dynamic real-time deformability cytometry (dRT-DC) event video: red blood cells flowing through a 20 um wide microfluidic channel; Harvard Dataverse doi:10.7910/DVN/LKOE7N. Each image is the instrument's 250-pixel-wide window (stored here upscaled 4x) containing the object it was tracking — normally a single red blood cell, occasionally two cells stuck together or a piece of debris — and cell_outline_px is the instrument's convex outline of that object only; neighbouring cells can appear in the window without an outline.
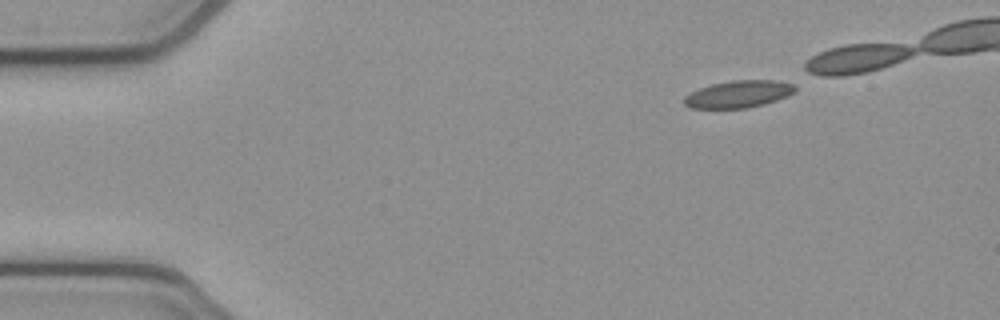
{"species": "common noctule bat (a hibernating species)", "species_latin": "Nyctalus noctula", "temperature_condition": "cold", "stored_images_in_passage": 36, "camera_frame_rate_fps": 3000, "um_per_image_px": 0.085, "animal": {"sex": "female", "body_mass_g": 21.9}, "frame": {"image": 1, "passage_image": 1, "time_ms": 0.0, "image_size_px": [1000, 320], "cell_outline_px": [[796, 92], [788, 96], [764, 104], [744, 108], [688, 108], [684, 104], [684, 96], [700, 88], [712, 84], [732, 80], [776, 80], [792, 84], [796, 88]], "centroid_in_image_um": [62.78, 8.0], "position_along_channel_um": 22.2, "area_um2": 17.51}}
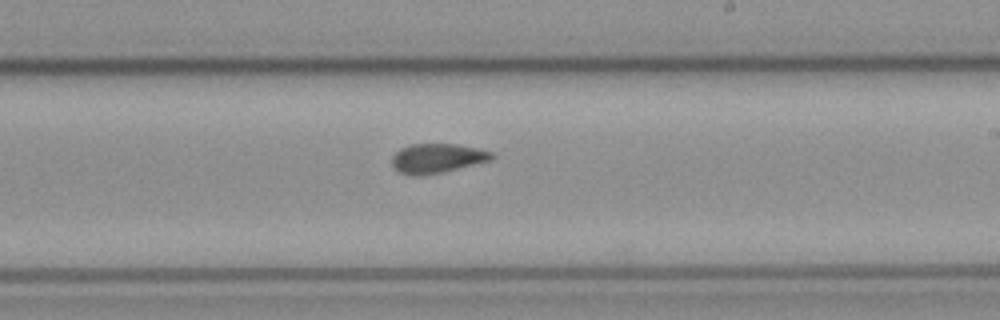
{"frame": {"image": 2, "passage_image": 25, "time_ms": 8.0, "image_size_px": [1000, 320], "cell_outline_px": [[496, 156], [492, 160], [440, 172], [420, 176], [412, 176], [400, 172], [392, 168], [392, 156], [400, 148], [412, 144], [456, 144], [480, 148], [492, 152]], "centroid_in_image_um": [37.15, 13.45], "position_along_channel_um": 251.8, "area_um2": 17.17}}
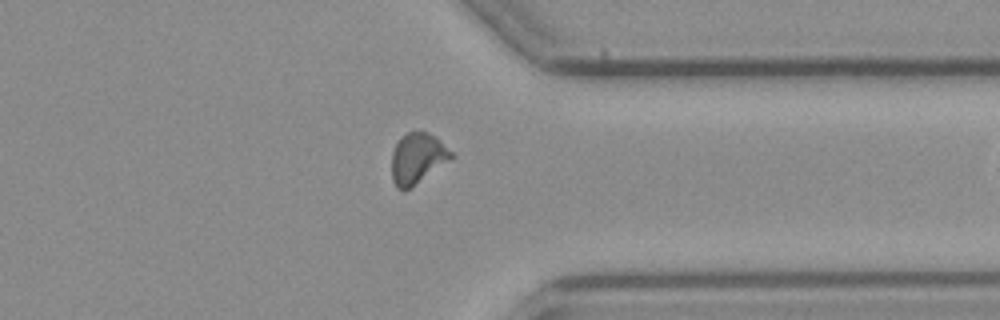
{"frame": {"image": 3, "passage_image": 35, "time_ms": 11.333, "image_size_px": [1000, 320], "cell_outline_px": [[456, 156], [404, 192], [396, 188], [392, 180], [392, 152], [396, 144], [408, 132], [428, 132], [436, 136]], "centroid_in_image_um": [35.49, 13.48], "position_along_channel_um": 375.9, "area_um2": 17.51}}